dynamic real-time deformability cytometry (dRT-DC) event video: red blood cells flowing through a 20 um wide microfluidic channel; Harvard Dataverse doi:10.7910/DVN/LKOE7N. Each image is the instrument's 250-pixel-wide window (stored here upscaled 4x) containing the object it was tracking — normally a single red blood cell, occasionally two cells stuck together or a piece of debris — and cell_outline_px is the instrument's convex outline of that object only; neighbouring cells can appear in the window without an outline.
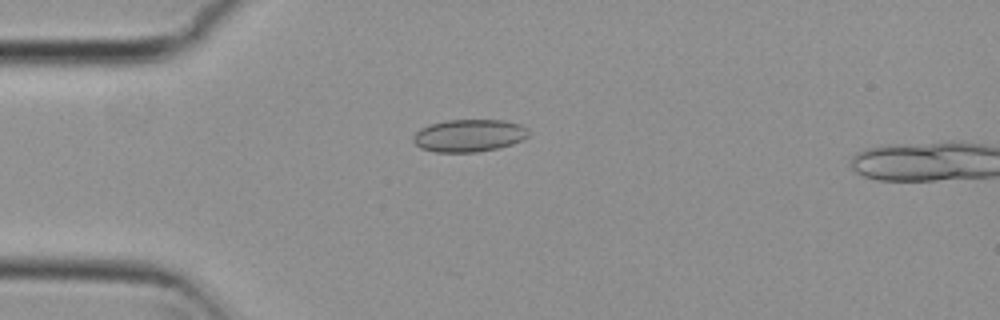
{"species": "common noctule bat (a hibernating species)", "species_latin": "Nyctalus noctula", "temperature_condition": "cold", "stored_images_in_passage": 5, "camera_frame_rate_fps": 3000, "um_per_image_px": 0.085, "animal": {"sex": "female", "body_mass_g": 29.2, "forearm_length_mm": 56.3}, "frame": {"image": 1, "passage_image": 4, "time_ms": 1.0, "image_size_px": [1000, 320], "cell_outline_px": [[528, 136], [524, 140], [500, 148], [476, 152], [436, 152], [420, 148], [412, 140], [412, 136], [420, 128], [432, 124], [448, 120], [504, 120], [520, 124], [528, 128]], "centroid_in_image_um": [39.89, 11.53], "position_along_channel_um": 45.1, "area_um2": 21.96}}